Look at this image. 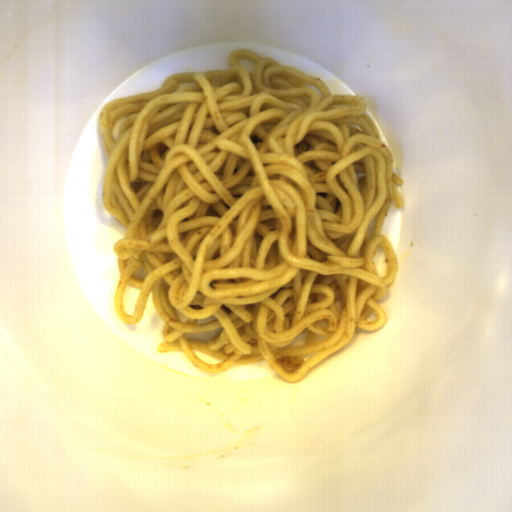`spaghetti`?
Masks as SVG:
<instances>
[{
    "instance_id": "c7327b10",
    "label": "spaghetti",
    "mask_w": 512,
    "mask_h": 512,
    "mask_svg": "<svg viewBox=\"0 0 512 512\" xmlns=\"http://www.w3.org/2000/svg\"><path fill=\"white\" fill-rule=\"evenodd\" d=\"M228 61L100 111L102 202L126 227L114 310L139 324L152 293L159 354L212 374L265 359L293 383L385 325L399 264L380 233L405 181L364 97L251 50Z\"/></svg>"
}]
</instances>
